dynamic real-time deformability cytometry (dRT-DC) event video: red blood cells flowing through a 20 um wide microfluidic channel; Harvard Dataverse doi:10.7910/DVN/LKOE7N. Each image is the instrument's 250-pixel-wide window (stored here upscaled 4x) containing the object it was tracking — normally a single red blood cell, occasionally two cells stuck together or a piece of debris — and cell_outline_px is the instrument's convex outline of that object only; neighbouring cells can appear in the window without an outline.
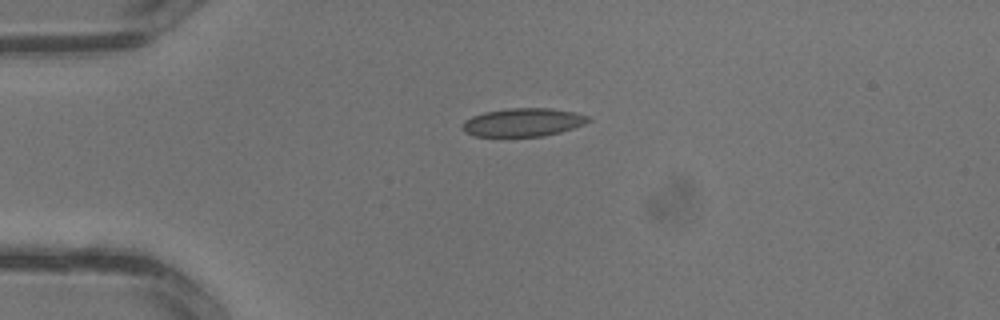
{"species": "common noctule bat (a hibernating species)", "species_latin": "Nyctalus noctula", "temperature_condition": "warm", "stored_images_in_passage": 3, "camera_frame_rate_fps": 3000, "um_per_image_px": 0.085, "animal": {"sex": "male", "body_mass_g": 13.3}, "frame": {"image": 1, "passage_image": 3, "time_ms": 0.667, "image_size_px": [1000, 320], "cell_outline_px": [[592, 120], [584, 124], [560, 132], [544, 136], [472, 136], [464, 132], [460, 128], [460, 124], [464, 120], [472, 116], [484, 112], [508, 108], [552, 108], [572, 112], [588, 116]], "centroid_in_image_um": [44.4, 10.4], "position_along_channel_um": 40.6, "area_um2": 20.87}}